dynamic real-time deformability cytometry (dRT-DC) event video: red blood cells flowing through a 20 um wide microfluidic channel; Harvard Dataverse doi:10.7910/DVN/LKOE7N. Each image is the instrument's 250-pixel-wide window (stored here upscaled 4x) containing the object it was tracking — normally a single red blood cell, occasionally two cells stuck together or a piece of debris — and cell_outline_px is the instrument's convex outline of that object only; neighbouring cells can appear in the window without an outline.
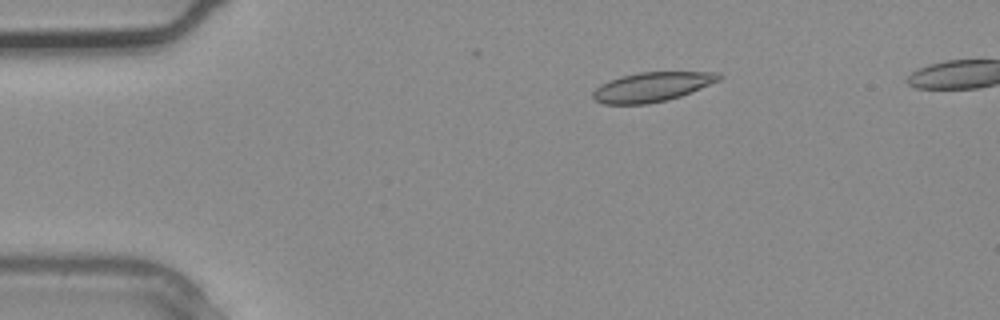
{"species": "common noctule bat (a hibernating species)", "species_latin": "Nyctalus noctula", "temperature_condition": "warm", "stored_images_in_passage": 3, "camera_frame_rate_fps": 3000, "um_per_image_px": 0.085, "animal": {"sex": "male", "body_mass_g": 20.4}, "frame": {"image": 1, "passage_image": 1, "time_ms": 0.0, "image_size_px": [1000, 320], "cell_outline_px": [[724, 76], [720, 80], [680, 96], [668, 100], [648, 104], [604, 104], [596, 100], [592, 96], [592, 92], [600, 84], [608, 80], [620, 76], [640, 72], [720, 72]], "centroid_in_image_um": [55.41, 7.38], "position_along_channel_um": 29.6, "area_um2": 21.68}}